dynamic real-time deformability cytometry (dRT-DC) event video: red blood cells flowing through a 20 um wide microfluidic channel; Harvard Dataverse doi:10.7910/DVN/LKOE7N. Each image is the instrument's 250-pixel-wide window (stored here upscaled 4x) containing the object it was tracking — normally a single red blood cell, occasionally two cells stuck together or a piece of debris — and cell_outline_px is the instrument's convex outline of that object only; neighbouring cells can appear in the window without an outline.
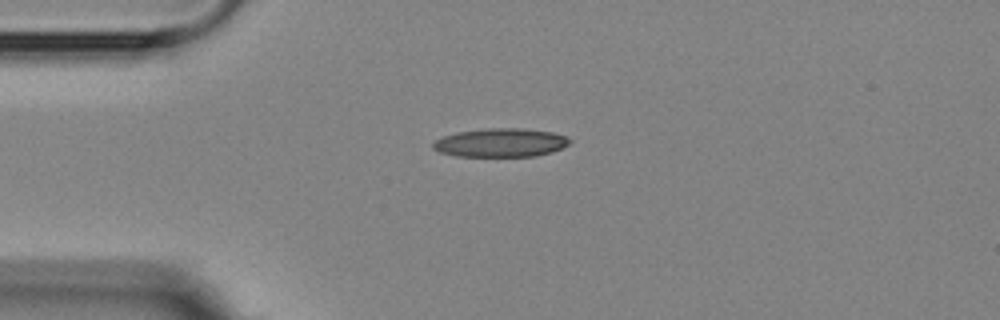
{"species": "Egyptian fruit bat (a non-hibernating species)", "species_latin": "Rousettus aegyptiacus", "temperature_condition": "room temperature", "stored_images_in_passage": 2, "camera_frame_rate_fps": 3000, "um_per_image_px": 0.085, "animal": {"sex": "female"}, "frame": {"image": 1, "passage_image": 1, "time_ms": 0.0, "image_size_px": [1000, 320], "cell_outline_px": [[572, 140], [568, 144], [552, 152], [532, 156], [456, 156], [440, 152], [432, 148], [432, 144], [436, 140], [444, 136], [456, 132], [484, 128], [524, 128], [552, 132], [564, 136]], "centroid_in_image_um": [42.53, 12.12], "position_along_channel_um": 42.5, "area_um2": 22.72}}